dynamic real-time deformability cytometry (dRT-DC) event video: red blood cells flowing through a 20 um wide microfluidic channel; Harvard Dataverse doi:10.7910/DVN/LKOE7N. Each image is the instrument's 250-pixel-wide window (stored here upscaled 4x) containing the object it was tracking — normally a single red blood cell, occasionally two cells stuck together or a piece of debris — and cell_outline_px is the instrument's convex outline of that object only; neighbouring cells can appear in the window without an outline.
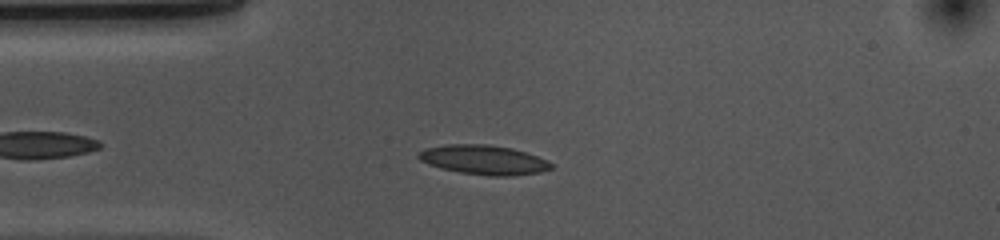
{"species": "common noctule bat (a hibernating species)", "species_latin": "Nyctalus noctula", "temperature_condition": "cold", "stored_images_in_passage": 44, "camera_frame_rate_fps": 3000, "um_per_image_px": 0.085, "animal": {"sex": "female", "body_mass_g": 10.0, "forearm_length_mm": 53.1}, "frame": {"image": 1, "passage_image": 8, "time_ms": 2.333, "image_size_px": [1000, 240], "cell_outline_px": [[552, 168], [540, 172], [512, 176], [488, 176], [460, 172], [440, 168], [428, 164], [420, 160], [416, 156], [424, 148], [444, 144], [488, 144], [512, 148], [548, 160], [552, 164]], "centroid_in_image_um": [41.09, 13.58], "position_along_channel_um": 43.9, "area_um2": 22.83}}
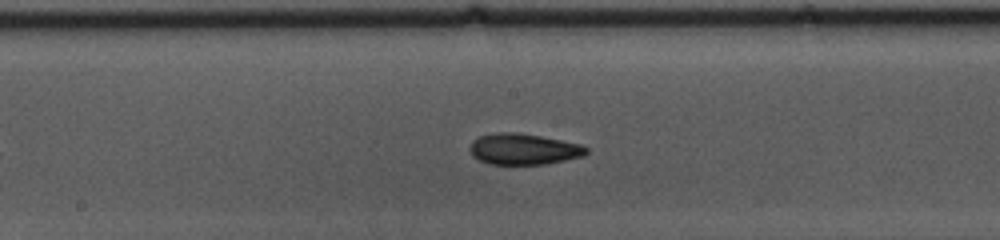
{"frame": {"image": 2, "passage_image": 22, "time_ms": 7.0, "image_size_px": [1000, 240], "cell_outline_px": [[588, 152], [584, 156], [544, 164], [488, 164], [472, 156], [468, 148], [472, 140], [480, 136], [496, 132], [516, 132], [540, 136], [580, 144], [588, 148]], "centroid_in_image_um": [44.47, 12.67], "position_along_channel_um": 203.7, "area_um2": 21.1}}
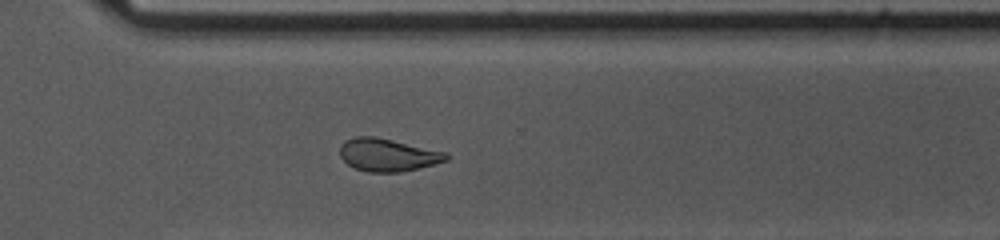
{"frame": {"image": 3, "passage_image": 33, "time_ms": 10.667, "image_size_px": [1000, 240], "cell_outline_px": [[448, 160], [436, 164], [400, 172], [368, 172], [356, 168], [348, 164], [340, 156], [340, 144], [344, 140], [356, 136], [376, 136], [448, 152]], "centroid_in_image_um": [32.97, 13.15], "position_along_channel_um": 337.6, "area_um2": 20.46}, "authors_computed_cell_mechanics": {"area_um2": 21.2126, "velocity_mm_per_s": 3.668, "shape_relaxation_time_tau1_ms": 5.4545, "shape_relaxation_time_tau2_ms": 3.8535, "deformation_change_tau1": 0.1401, "deformation_change_tau2": 0.1105}}